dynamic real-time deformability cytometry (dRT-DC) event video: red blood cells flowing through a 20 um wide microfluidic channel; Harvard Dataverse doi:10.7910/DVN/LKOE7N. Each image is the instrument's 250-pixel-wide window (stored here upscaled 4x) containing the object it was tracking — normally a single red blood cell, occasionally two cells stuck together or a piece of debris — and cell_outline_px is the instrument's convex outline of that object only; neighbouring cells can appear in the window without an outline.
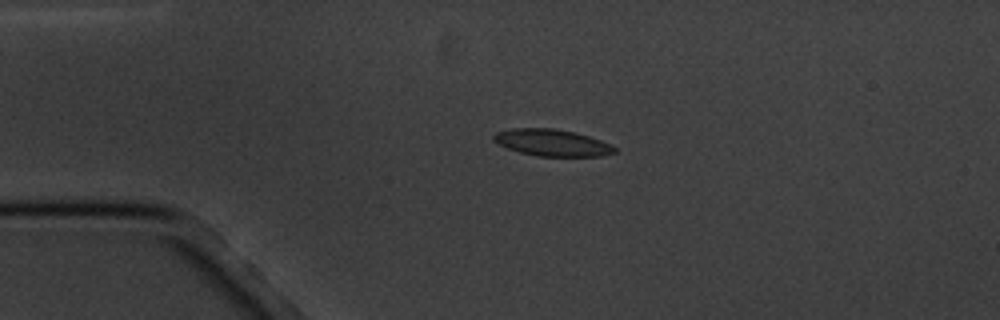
{"species": "common noctule bat (a hibernating species)", "species_latin": "Nyctalus noctula", "temperature_condition": "cold", "stored_images_in_passage": 5, "camera_frame_rate_fps": 3000, "um_per_image_px": 0.085, "animal": {"sex": "male", "body_mass_g": 20.1, "forearm_length_mm": 53.5}, "frame": {"image": 1, "passage_image": 4, "time_ms": 3.333, "image_size_px": [1000, 320], "cell_outline_px": [[616, 152], [600, 156], [536, 156], [520, 152], [508, 148], [492, 140], [492, 136], [496, 132], [512, 128], [552, 128], [572, 132], [588, 136], [600, 140], [616, 148]], "centroid_in_image_um": [46.89, 12.13], "position_along_channel_um": 38.1, "area_um2": 18.61}}